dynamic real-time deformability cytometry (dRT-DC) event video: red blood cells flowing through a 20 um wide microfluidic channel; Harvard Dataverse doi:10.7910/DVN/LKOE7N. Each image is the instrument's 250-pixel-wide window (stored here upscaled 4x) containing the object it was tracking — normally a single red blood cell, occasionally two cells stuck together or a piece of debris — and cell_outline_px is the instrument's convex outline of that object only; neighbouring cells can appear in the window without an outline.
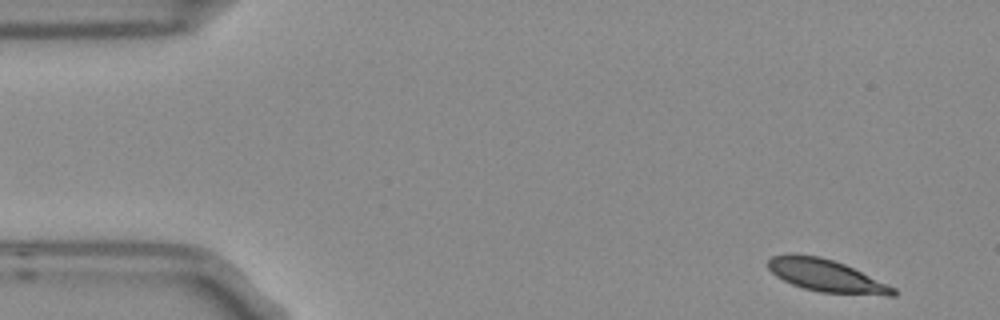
{"species": "Egyptian fruit bat (a non-hibernating species)", "species_latin": "Rousettus aegyptiacus", "temperature_condition": "room temperature", "stored_images_in_passage": 15, "segment_of_instrument_passage": [1, 2], "camera_frame_rate_fps": 3000, "um_per_image_px": 0.085, "frame": {"image": 1, "passage_image": 1, "time_ms": 0.0, "image_size_px": [1000, 320], "cell_outline_px": [[896, 296], [884, 296], [820, 292], [804, 288], [792, 284], [776, 276], [768, 268], [768, 260], [772, 256], [792, 252], [820, 256], [844, 264], [896, 288]], "centroid_in_image_um": [70.22, 23.42], "position_along_channel_um": 14.8, "area_um2": 23.7}}
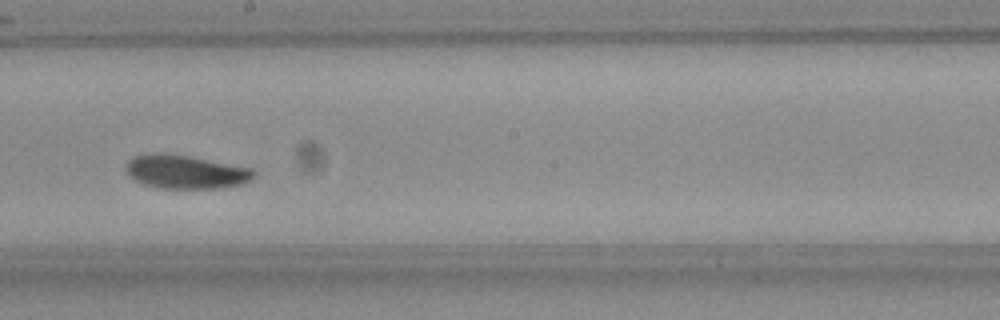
{"frame": {"image": 2, "passage_image": 8, "time_ms": 2.333, "image_size_px": [1000, 320], "cell_outline_px": [[256, 176], [240, 184], [216, 188], [160, 188], [144, 184], [132, 180], [128, 176], [124, 168], [128, 160], [132, 156], [152, 152], [160, 152], [188, 156], [252, 168], [256, 172]], "centroid_in_image_um": [15.69, 14.59], "position_along_channel_um": 232.5, "area_um2": 25.2}}
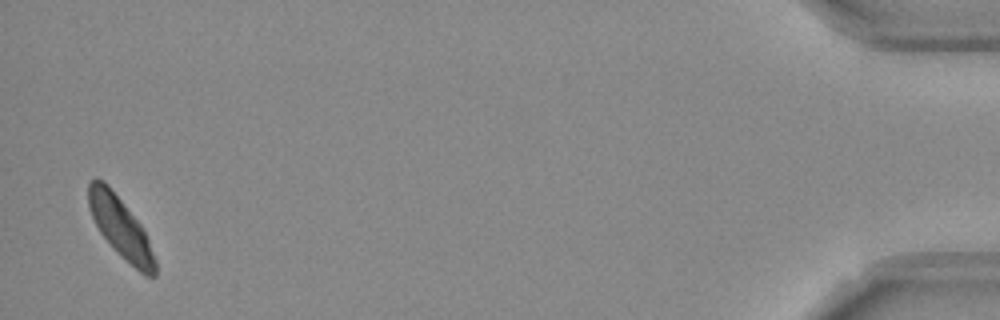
{"frame": {"image": 3, "passage_image": 14, "time_ms": 4.333, "image_size_px": [1000, 320], "cell_outline_px": [[156, 276], [144, 276], [120, 256], [116, 252], [100, 232], [88, 208], [88, 184], [96, 176], [104, 180], [108, 184], [140, 224], [148, 240], [156, 260]], "centroid_in_image_um": [10.23, 19.34], "position_along_channel_um": 425.0, "area_um2": 23.47}}